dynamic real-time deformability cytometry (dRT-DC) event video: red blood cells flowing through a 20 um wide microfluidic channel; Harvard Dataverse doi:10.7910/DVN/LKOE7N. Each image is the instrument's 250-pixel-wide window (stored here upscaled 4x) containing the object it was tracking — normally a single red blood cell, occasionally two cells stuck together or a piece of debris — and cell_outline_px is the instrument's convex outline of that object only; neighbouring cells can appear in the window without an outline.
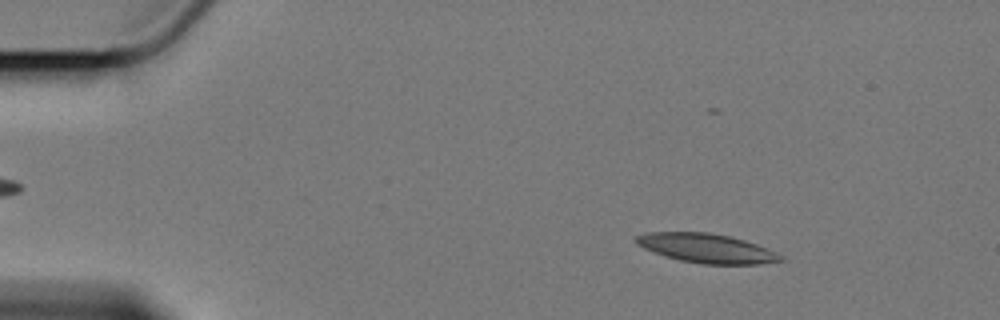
{"species": "Egyptian fruit bat (a non-hibernating species)", "species_latin": "Rousettus aegyptiacus", "temperature_condition": "cold", "stored_images_in_passage": 59, "camera_frame_rate_fps": 3000, "um_per_image_px": 0.085, "animal": {"sex": "female"}, "frame": {"image": 1, "passage_image": 8, "time_ms": 2.333, "image_size_px": [1000, 320], "cell_outline_px": [[788, 260], [760, 264], [704, 264], [680, 260], [664, 256], [644, 248], [636, 244], [632, 240], [636, 236], [648, 232], [708, 232], [728, 236], [744, 240], [780, 252]], "centroid_in_image_um": [60.11, 21.1], "position_along_channel_um": 24.9, "area_um2": 24.85}}
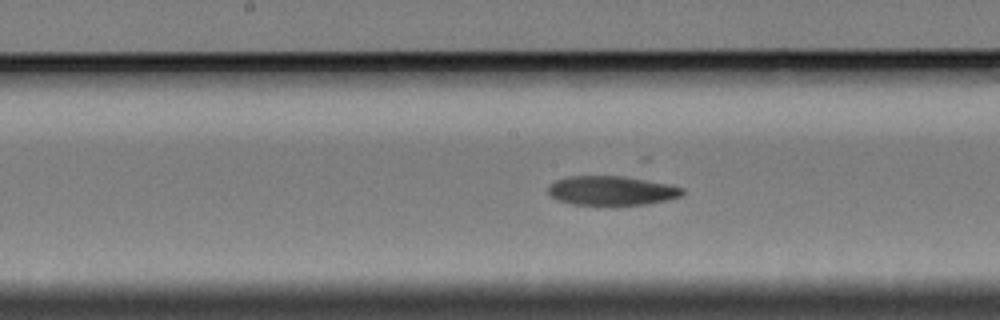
{"frame": {"image": 2, "passage_image": 30, "time_ms": 9.667, "image_size_px": [1000, 320], "cell_outline_px": [[684, 192], [680, 196], [668, 200], [648, 204], [572, 204], [556, 200], [548, 192], [548, 188], [556, 180], [568, 176], [620, 176], [668, 184], [684, 188]], "centroid_in_image_um": [51.98, 16.2], "position_along_channel_um": 196.2, "area_um2": 22.54}}
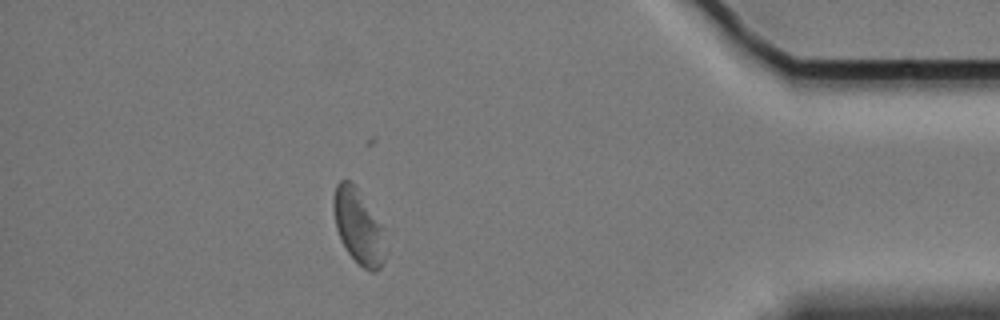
{"frame": {"image": 3, "passage_image": 52, "time_ms": 17.0, "image_size_px": [1000, 320], "cell_outline_px": [[388, 248], [384, 260], [380, 268], [376, 272], [372, 272], [364, 268], [348, 252], [340, 240], [336, 228], [332, 204], [332, 200], [336, 184], [340, 180], [348, 180], [356, 184], [384, 228]], "centroid_in_image_um": [30.5, 19.24], "position_along_channel_um": 404.7, "area_um2": 23.24}}